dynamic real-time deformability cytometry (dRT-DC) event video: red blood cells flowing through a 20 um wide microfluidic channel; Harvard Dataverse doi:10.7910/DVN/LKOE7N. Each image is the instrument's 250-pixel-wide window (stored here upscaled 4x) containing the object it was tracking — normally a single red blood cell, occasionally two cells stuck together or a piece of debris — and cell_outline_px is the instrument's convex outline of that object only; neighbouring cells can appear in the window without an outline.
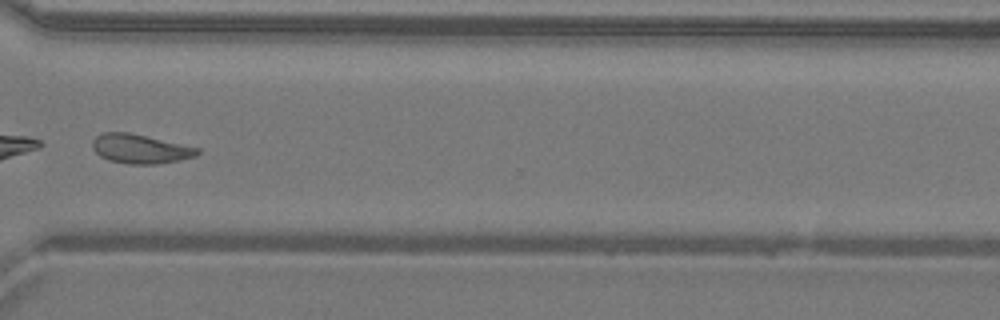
{"species": "common noctule bat (a hibernating species)", "species_latin": "Nyctalus noctula", "temperature_condition": "warm", "stored_images_in_passage": 28, "camera_frame_rate_fps": 3000, "um_per_image_px": 0.085, "animal": {"sex": "male", "body_mass_g": 19.2, "forearm_length_mm": 51.8}, "frame": {"image": 1, "passage_image": 24, "time_ms": 7.667, "image_size_px": [1000, 320], "cell_outline_px": [[200, 152], [196, 156], [156, 164], [128, 164], [108, 160], [100, 156], [92, 148], [92, 140], [100, 132], [128, 132], [200, 148]], "centroid_in_image_um": [11.88, 12.64], "position_along_channel_um": 358.7, "area_um2": 17.8}}